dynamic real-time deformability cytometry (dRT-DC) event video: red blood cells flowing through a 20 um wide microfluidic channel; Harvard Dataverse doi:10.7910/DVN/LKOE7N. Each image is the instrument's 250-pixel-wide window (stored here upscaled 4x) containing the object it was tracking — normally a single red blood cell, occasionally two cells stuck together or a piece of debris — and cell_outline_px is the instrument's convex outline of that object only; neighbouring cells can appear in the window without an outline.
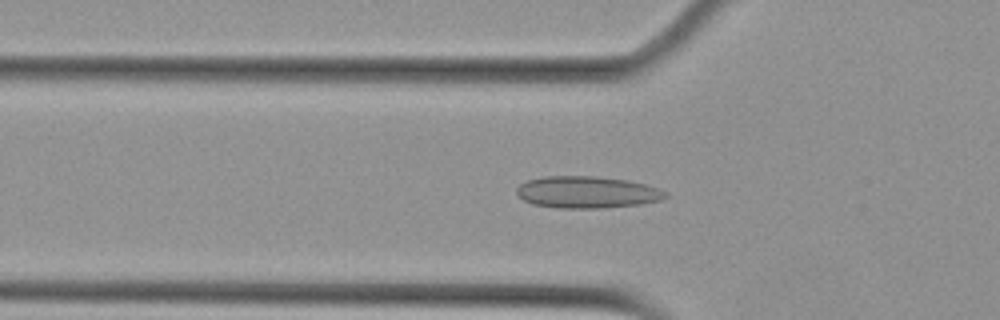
{"species": "Egyptian fruit bat (a non-hibernating species)", "species_latin": "Rousettus aegyptiacus", "temperature_condition": "cold", "stored_images_in_passage": 41, "camera_frame_rate_fps": 3000, "um_per_image_px": 0.085, "animal": {"sex": "female"}, "frame": {"image": 1, "passage_image": 13, "time_ms": 4.0, "image_size_px": [1000, 320], "cell_outline_px": [[672, 196], [660, 200], [640, 204], [600, 208], [560, 208], [532, 204], [524, 200], [516, 192], [516, 188], [520, 184], [528, 180], [544, 176], [596, 176], [628, 180], [644, 184], [668, 192]], "centroid_in_image_um": [49.92, 16.33], "position_along_channel_um": 75.9, "area_um2": 27.69}}
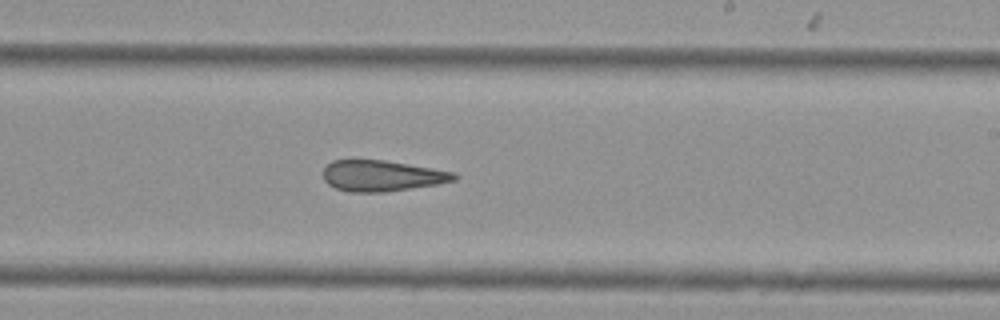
{"frame": {"image": 2, "passage_image": 28, "time_ms": 9.0, "image_size_px": [1000, 320], "cell_outline_px": [[460, 176], [456, 180], [436, 184], [384, 192], [348, 192], [336, 188], [328, 184], [324, 180], [324, 168], [332, 160], [352, 156], [384, 160], [456, 172]], "centroid_in_image_um": [32.41, 14.9], "position_along_channel_um": 256.6, "area_um2": 24.28}}
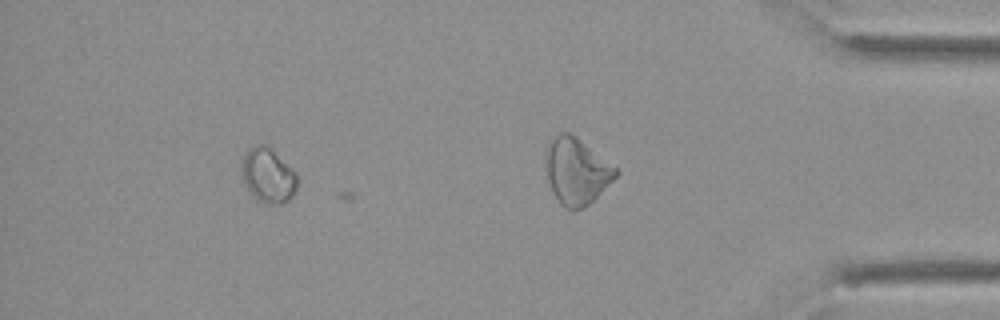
{"frame": {"image": 3, "passage_image": 40, "time_ms": 13.0, "image_size_px": [1000, 320], "cell_outline_px": [[296, 188], [292, 196], [288, 200], [280, 204], [264, 204], [248, 188], [240, 172], [240, 168], [244, 156], [248, 148], [256, 144], [264, 144], [292, 168], [296, 172]], "centroid_in_image_um": [22.77, 14.9], "position_along_channel_um": 412.4, "area_um2": 17.28}, "authors_computed_cell_mechanics": {"area_um2": 24.565, "velocity_mm_per_s": 3.6154, "shape_relaxation_time_tau1_ms": null, "shape_relaxation_time_tau2_ms": 4.2045, "deformation_change_tau1": null, "deformation_change_tau2": 0.1227}}